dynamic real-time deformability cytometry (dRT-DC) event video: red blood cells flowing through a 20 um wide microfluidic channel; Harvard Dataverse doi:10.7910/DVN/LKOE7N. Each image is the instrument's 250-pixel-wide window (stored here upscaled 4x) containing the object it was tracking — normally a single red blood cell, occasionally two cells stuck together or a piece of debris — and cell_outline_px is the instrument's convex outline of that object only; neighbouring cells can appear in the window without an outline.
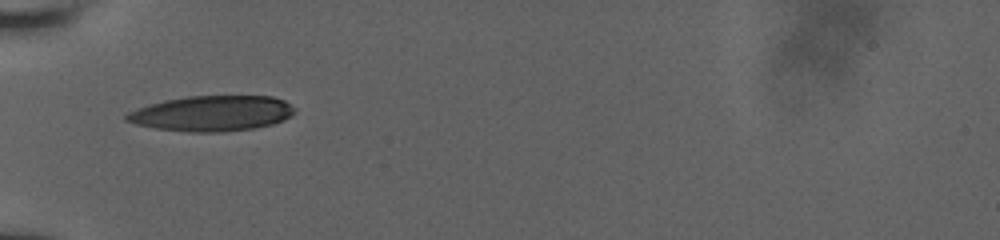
{"species": "human", "species_latin": "Homo sapiens", "temperature_condition": "room temperature", "stored_images_in_passage": 45, "camera_frame_rate_fps": 3000, "um_per_image_px": 0.085, "donor": {"sex": "male"}, "frame": {"image": 1, "passage_image": 1, "time_ms": 0.0, "image_size_px": [1000, 240], "cell_outline_px": [[296, 112], [292, 116], [284, 120], [272, 124], [252, 128], [220, 132], [188, 132], [156, 128], [136, 124], [124, 120], [124, 116], [128, 112], [136, 108], [148, 104], [164, 100], [188, 96], [272, 96], [284, 100], [296, 108]], "centroid_in_image_um": [18.02, 9.63], "position_along_channel_um": 67.0, "area_um2": 34.91}}
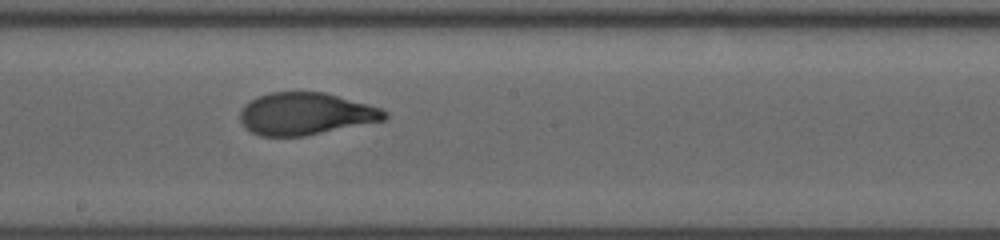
{"frame": {"image": 2, "passage_image": 15, "time_ms": 4.0, "image_size_px": [1000, 240], "cell_outline_px": [[388, 116], [384, 120], [304, 136], [260, 136], [244, 128], [240, 120], [240, 108], [244, 104], [256, 96], [272, 92], [324, 92], [368, 104], [380, 108], [388, 112]], "centroid_in_image_um": [25.93, 9.67], "position_along_channel_um": 222.3, "area_um2": 35.6}}
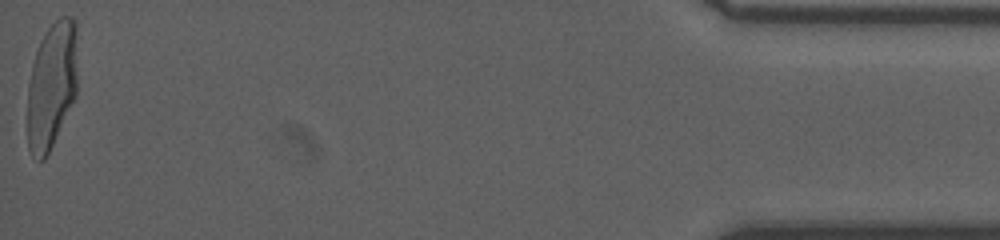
{"frame": {"image": 3, "passage_image": 45, "time_ms": 11.333, "image_size_px": [1000, 240], "cell_outline_px": [[76, 96], [44, 160], [40, 160], [28, 148], [28, 84], [32, 64], [40, 40], [44, 32], [60, 16], [72, 16], [76, 20]], "centroid_in_image_um": [4.4, 7.19], "position_along_channel_um": 430.8, "area_um2": 36.7}}